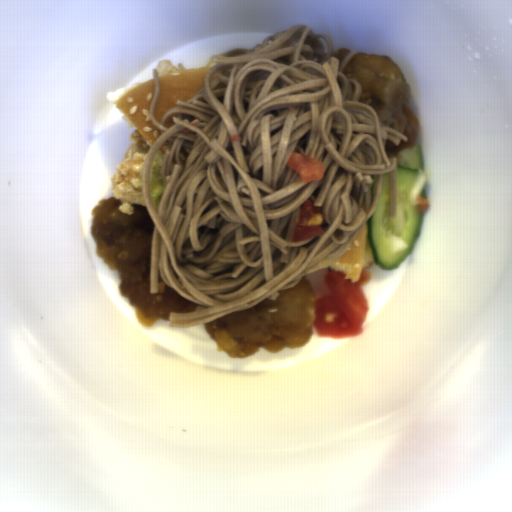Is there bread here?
<instances>
[{
  "label": "bread",
  "mask_w": 512,
  "mask_h": 512,
  "mask_svg": "<svg viewBox=\"0 0 512 512\" xmlns=\"http://www.w3.org/2000/svg\"><path fill=\"white\" fill-rule=\"evenodd\" d=\"M156 90L155 78L143 81L119 97L116 106L152 148L161 134L153 122L150 109Z\"/></svg>",
  "instance_id": "obj_2"
},
{
  "label": "bread",
  "mask_w": 512,
  "mask_h": 512,
  "mask_svg": "<svg viewBox=\"0 0 512 512\" xmlns=\"http://www.w3.org/2000/svg\"><path fill=\"white\" fill-rule=\"evenodd\" d=\"M217 64L210 62L208 66L170 71L158 76L160 91L154 113L156 122L161 125V119L168 110L181 107L177 104L178 100L186 103L203 90L208 71Z\"/></svg>",
  "instance_id": "obj_1"
},
{
  "label": "bread",
  "mask_w": 512,
  "mask_h": 512,
  "mask_svg": "<svg viewBox=\"0 0 512 512\" xmlns=\"http://www.w3.org/2000/svg\"><path fill=\"white\" fill-rule=\"evenodd\" d=\"M374 264L376 262L365 223L354 236L346 252L323 259L308 273L321 268H330L333 271L344 273L343 278L345 280H350L353 284H356L362 276L363 269L369 271Z\"/></svg>",
  "instance_id": "obj_3"
}]
</instances>
